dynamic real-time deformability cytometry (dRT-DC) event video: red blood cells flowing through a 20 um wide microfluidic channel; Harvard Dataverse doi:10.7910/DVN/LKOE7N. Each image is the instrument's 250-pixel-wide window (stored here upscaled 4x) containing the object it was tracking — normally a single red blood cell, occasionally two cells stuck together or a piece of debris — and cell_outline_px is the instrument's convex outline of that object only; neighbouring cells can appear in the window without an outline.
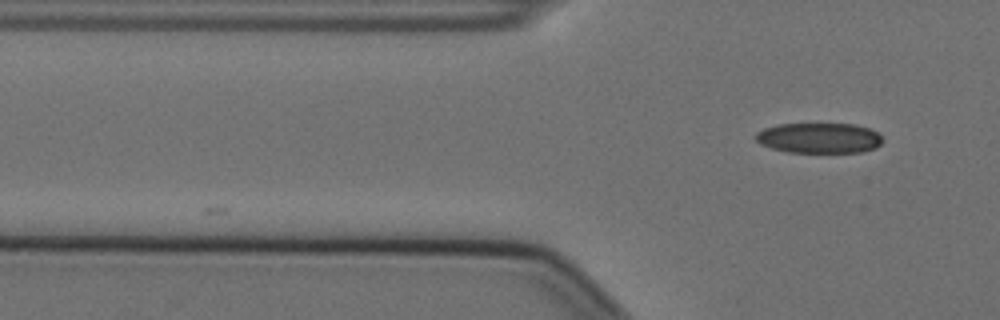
{"species": "Egyptian fruit bat (a non-hibernating species)", "species_latin": "Rousettus aegyptiacus", "temperature_condition": "cold", "stored_images_in_passage": 5, "camera_frame_rate_fps": 3000, "um_per_image_px": 0.085, "animal": {"sex": "female"}, "frame": {"image": 1, "passage_image": 5, "time_ms": 1.333, "image_size_px": [1000, 320], "cell_outline_px": [[884, 140], [876, 148], [860, 152], [788, 152], [772, 148], [760, 144], [756, 140], [756, 132], [764, 128], [780, 124], [852, 124], [868, 128], [876, 132]], "centroid_in_image_um": [69.62, 11.73], "position_along_channel_um": 56.2, "area_um2": 22.31}}